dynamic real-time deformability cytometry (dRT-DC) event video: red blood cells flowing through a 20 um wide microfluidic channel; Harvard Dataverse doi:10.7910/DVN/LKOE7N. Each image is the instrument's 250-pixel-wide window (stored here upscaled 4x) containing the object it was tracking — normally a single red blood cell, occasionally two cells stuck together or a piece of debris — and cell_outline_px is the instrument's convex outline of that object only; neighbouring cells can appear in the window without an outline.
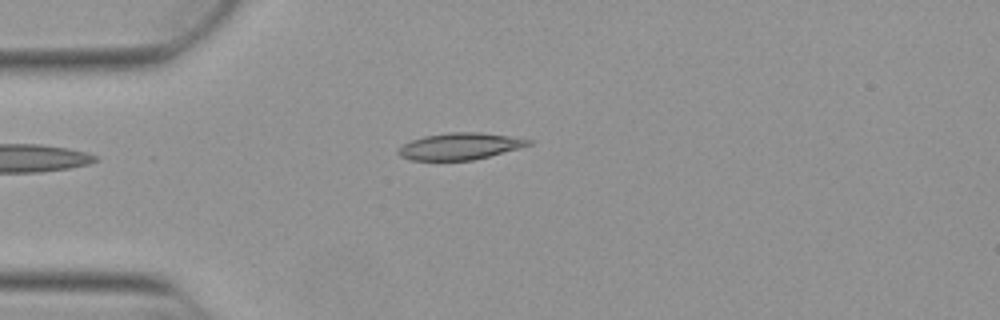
{"species": "Egyptian fruit bat (a non-hibernating species)", "species_latin": "Rousettus aegyptiacus", "temperature_condition": "warm", "stored_images_in_passage": 40, "camera_frame_rate_fps": 3000, "um_per_image_px": 0.085, "animal": {"sex": "female"}, "frame": {"image": 1, "passage_image": 1, "time_ms": 0.0, "image_size_px": [1000, 320], "cell_outline_px": [[532, 144], [520, 148], [472, 160], [408, 160], [400, 156], [396, 152], [404, 144], [412, 140], [424, 136], [448, 132], [480, 132], [508, 136], [532, 140]], "centroid_in_image_um": [39.07, 12.43], "position_along_channel_um": 45.9, "area_um2": 20.11}}
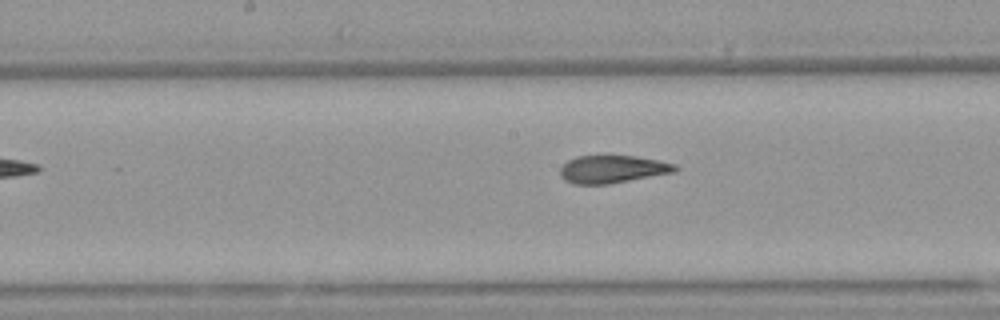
{"frame": {"image": 2, "passage_image": 14, "time_ms": 4.333, "image_size_px": [1000, 320], "cell_outline_px": [[680, 168], [676, 172], [608, 184], [572, 184], [564, 180], [560, 176], [560, 168], [568, 160], [576, 156], [636, 156], [676, 164]], "centroid_in_image_um": [52.06, 14.39], "position_along_channel_um": 196.1, "area_um2": 18.61}}
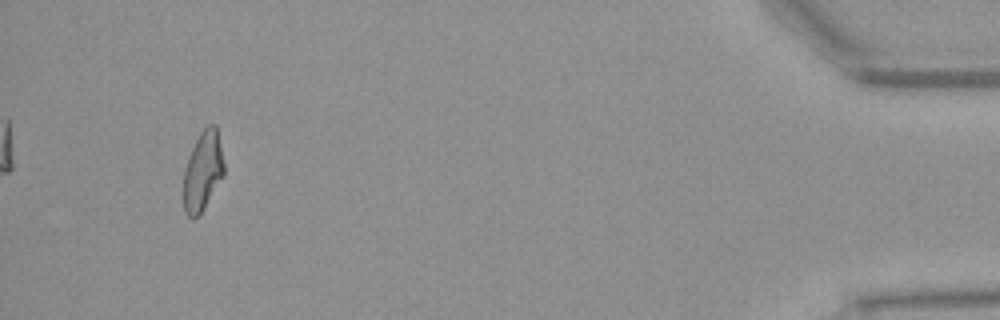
{"frame": {"image": 3, "passage_image": 37, "time_ms": 12.0, "image_size_px": [1000, 320], "cell_outline_px": [[224, 176], [200, 216], [192, 220], [184, 212], [184, 168], [188, 156], [200, 132], [208, 124], [216, 124], [224, 164]], "centroid_in_image_um": [17.24, 14.58], "position_along_channel_um": 418.0, "area_um2": 19.02}, "authors_computed_cell_mechanics": {"area_um2": 19.363, "velocity_mm_per_s": 3.8641, "shape_relaxation_time_tau1_ms": null, "shape_relaxation_time_tau2_ms": 1.5474, "deformation_change_tau1": null, "deformation_change_tau2": 0.0839}}